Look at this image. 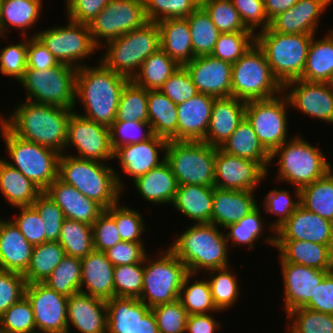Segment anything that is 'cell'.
Listing matches in <instances>:
<instances>
[{"mask_svg": "<svg viewBox=\"0 0 333 333\" xmlns=\"http://www.w3.org/2000/svg\"><path fill=\"white\" fill-rule=\"evenodd\" d=\"M72 109L22 101L0 120L18 137L64 153Z\"/></svg>", "mask_w": 333, "mask_h": 333, "instance_id": "cell-1", "label": "cell"}, {"mask_svg": "<svg viewBox=\"0 0 333 333\" xmlns=\"http://www.w3.org/2000/svg\"><path fill=\"white\" fill-rule=\"evenodd\" d=\"M97 60L98 66L77 69L75 102L83 105L84 114L80 115L110 127L116 120L120 95L129 79Z\"/></svg>", "mask_w": 333, "mask_h": 333, "instance_id": "cell-2", "label": "cell"}, {"mask_svg": "<svg viewBox=\"0 0 333 333\" xmlns=\"http://www.w3.org/2000/svg\"><path fill=\"white\" fill-rule=\"evenodd\" d=\"M67 154L59 156L58 178L61 181L75 187L104 210L120 202L125 185L114 167Z\"/></svg>", "mask_w": 333, "mask_h": 333, "instance_id": "cell-3", "label": "cell"}, {"mask_svg": "<svg viewBox=\"0 0 333 333\" xmlns=\"http://www.w3.org/2000/svg\"><path fill=\"white\" fill-rule=\"evenodd\" d=\"M222 231V232H221ZM229 244L222 228L212 223L188 226L168 247L196 277L198 272L229 266Z\"/></svg>", "mask_w": 333, "mask_h": 333, "instance_id": "cell-4", "label": "cell"}, {"mask_svg": "<svg viewBox=\"0 0 333 333\" xmlns=\"http://www.w3.org/2000/svg\"><path fill=\"white\" fill-rule=\"evenodd\" d=\"M302 135H295L270 154V165L278 159L277 183L287 182L301 189L323 177L333 167L324 152Z\"/></svg>", "mask_w": 333, "mask_h": 333, "instance_id": "cell-5", "label": "cell"}, {"mask_svg": "<svg viewBox=\"0 0 333 333\" xmlns=\"http://www.w3.org/2000/svg\"><path fill=\"white\" fill-rule=\"evenodd\" d=\"M313 35L283 34L267 28L255 34L273 76L283 86L302 77Z\"/></svg>", "mask_w": 333, "mask_h": 333, "instance_id": "cell-6", "label": "cell"}, {"mask_svg": "<svg viewBox=\"0 0 333 333\" xmlns=\"http://www.w3.org/2000/svg\"><path fill=\"white\" fill-rule=\"evenodd\" d=\"M102 47L105 54L100 61L113 72L132 80L143 61L160 48L158 24L148 21Z\"/></svg>", "mask_w": 333, "mask_h": 333, "instance_id": "cell-7", "label": "cell"}, {"mask_svg": "<svg viewBox=\"0 0 333 333\" xmlns=\"http://www.w3.org/2000/svg\"><path fill=\"white\" fill-rule=\"evenodd\" d=\"M0 135L11 160L10 162L5 159L7 163L19 170L42 191L58 178L60 153L16 136L1 120Z\"/></svg>", "mask_w": 333, "mask_h": 333, "instance_id": "cell-8", "label": "cell"}, {"mask_svg": "<svg viewBox=\"0 0 333 333\" xmlns=\"http://www.w3.org/2000/svg\"><path fill=\"white\" fill-rule=\"evenodd\" d=\"M231 88L232 96L245 102L271 99L283 90L256 43L232 64Z\"/></svg>", "mask_w": 333, "mask_h": 333, "instance_id": "cell-9", "label": "cell"}, {"mask_svg": "<svg viewBox=\"0 0 333 333\" xmlns=\"http://www.w3.org/2000/svg\"><path fill=\"white\" fill-rule=\"evenodd\" d=\"M144 260L143 289L139 298L150 309L179 299L187 267L169 249L165 248L155 258ZM156 259V260H155Z\"/></svg>", "mask_w": 333, "mask_h": 333, "instance_id": "cell-10", "label": "cell"}, {"mask_svg": "<svg viewBox=\"0 0 333 333\" xmlns=\"http://www.w3.org/2000/svg\"><path fill=\"white\" fill-rule=\"evenodd\" d=\"M76 75V68L60 63L45 70L26 68L18 82L27 91V101L75 111Z\"/></svg>", "mask_w": 333, "mask_h": 333, "instance_id": "cell-11", "label": "cell"}, {"mask_svg": "<svg viewBox=\"0 0 333 333\" xmlns=\"http://www.w3.org/2000/svg\"><path fill=\"white\" fill-rule=\"evenodd\" d=\"M217 147L203 141L169 140L165 160L169 163L178 185L214 187Z\"/></svg>", "mask_w": 333, "mask_h": 333, "instance_id": "cell-12", "label": "cell"}, {"mask_svg": "<svg viewBox=\"0 0 333 333\" xmlns=\"http://www.w3.org/2000/svg\"><path fill=\"white\" fill-rule=\"evenodd\" d=\"M288 109L291 108L283 93L271 99L246 102L245 118L270 154L292 138L288 137Z\"/></svg>", "mask_w": 333, "mask_h": 333, "instance_id": "cell-13", "label": "cell"}, {"mask_svg": "<svg viewBox=\"0 0 333 333\" xmlns=\"http://www.w3.org/2000/svg\"><path fill=\"white\" fill-rule=\"evenodd\" d=\"M31 36H36L59 63L76 69L87 65L83 59L100 50L92 40L89 26L71 20H67L66 26L45 28Z\"/></svg>", "mask_w": 333, "mask_h": 333, "instance_id": "cell-14", "label": "cell"}, {"mask_svg": "<svg viewBox=\"0 0 333 333\" xmlns=\"http://www.w3.org/2000/svg\"><path fill=\"white\" fill-rule=\"evenodd\" d=\"M147 22L143 0H110L88 26L94 44L100 49Z\"/></svg>", "mask_w": 333, "mask_h": 333, "instance_id": "cell-15", "label": "cell"}, {"mask_svg": "<svg viewBox=\"0 0 333 333\" xmlns=\"http://www.w3.org/2000/svg\"><path fill=\"white\" fill-rule=\"evenodd\" d=\"M68 147L76 149L78 154L71 156L77 158L102 163L113 160L110 127L87 119L80 112L74 111L69 117L64 153L68 151Z\"/></svg>", "mask_w": 333, "mask_h": 333, "instance_id": "cell-16", "label": "cell"}, {"mask_svg": "<svg viewBox=\"0 0 333 333\" xmlns=\"http://www.w3.org/2000/svg\"><path fill=\"white\" fill-rule=\"evenodd\" d=\"M282 93L290 107L308 117L333 124V85L326 82H309L302 79L283 85Z\"/></svg>", "mask_w": 333, "mask_h": 333, "instance_id": "cell-17", "label": "cell"}, {"mask_svg": "<svg viewBox=\"0 0 333 333\" xmlns=\"http://www.w3.org/2000/svg\"><path fill=\"white\" fill-rule=\"evenodd\" d=\"M25 295L33 308L36 331L68 333L67 296L43 282L27 283Z\"/></svg>", "mask_w": 333, "mask_h": 333, "instance_id": "cell-18", "label": "cell"}, {"mask_svg": "<svg viewBox=\"0 0 333 333\" xmlns=\"http://www.w3.org/2000/svg\"><path fill=\"white\" fill-rule=\"evenodd\" d=\"M214 169V187L225 190L255 191L258 184L269 175L259 163L228 154L219 147Z\"/></svg>", "mask_w": 333, "mask_h": 333, "instance_id": "cell-19", "label": "cell"}, {"mask_svg": "<svg viewBox=\"0 0 333 333\" xmlns=\"http://www.w3.org/2000/svg\"><path fill=\"white\" fill-rule=\"evenodd\" d=\"M284 288L285 314L304 307L314 294L316 286L329 271L286 262L278 256Z\"/></svg>", "mask_w": 333, "mask_h": 333, "instance_id": "cell-20", "label": "cell"}, {"mask_svg": "<svg viewBox=\"0 0 333 333\" xmlns=\"http://www.w3.org/2000/svg\"><path fill=\"white\" fill-rule=\"evenodd\" d=\"M308 241L333 250V223L299 205L275 231V241Z\"/></svg>", "mask_w": 333, "mask_h": 333, "instance_id": "cell-21", "label": "cell"}, {"mask_svg": "<svg viewBox=\"0 0 333 333\" xmlns=\"http://www.w3.org/2000/svg\"><path fill=\"white\" fill-rule=\"evenodd\" d=\"M184 67L199 93L215 98L232 96V64L211 55L193 58Z\"/></svg>", "mask_w": 333, "mask_h": 333, "instance_id": "cell-22", "label": "cell"}, {"mask_svg": "<svg viewBox=\"0 0 333 333\" xmlns=\"http://www.w3.org/2000/svg\"><path fill=\"white\" fill-rule=\"evenodd\" d=\"M167 144L168 140L154 135L147 141L116 148L113 159H118L122 172L131 176L134 181L165 161Z\"/></svg>", "mask_w": 333, "mask_h": 333, "instance_id": "cell-23", "label": "cell"}, {"mask_svg": "<svg viewBox=\"0 0 333 333\" xmlns=\"http://www.w3.org/2000/svg\"><path fill=\"white\" fill-rule=\"evenodd\" d=\"M331 3L333 0H299L272 18L269 29L283 34L316 35L321 14L326 12Z\"/></svg>", "mask_w": 333, "mask_h": 333, "instance_id": "cell-24", "label": "cell"}, {"mask_svg": "<svg viewBox=\"0 0 333 333\" xmlns=\"http://www.w3.org/2000/svg\"><path fill=\"white\" fill-rule=\"evenodd\" d=\"M215 97L198 93L177 105V134L172 141L205 140Z\"/></svg>", "mask_w": 333, "mask_h": 333, "instance_id": "cell-25", "label": "cell"}, {"mask_svg": "<svg viewBox=\"0 0 333 333\" xmlns=\"http://www.w3.org/2000/svg\"><path fill=\"white\" fill-rule=\"evenodd\" d=\"M73 326L80 333H107L106 301L77 292L68 297L67 327Z\"/></svg>", "mask_w": 333, "mask_h": 333, "instance_id": "cell-26", "label": "cell"}, {"mask_svg": "<svg viewBox=\"0 0 333 333\" xmlns=\"http://www.w3.org/2000/svg\"><path fill=\"white\" fill-rule=\"evenodd\" d=\"M44 192L63 211L65 219L92 225L104 211L98 203L59 178L55 179Z\"/></svg>", "mask_w": 333, "mask_h": 333, "instance_id": "cell-27", "label": "cell"}, {"mask_svg": "<svg viewBox=\"0 0 333 333\" xmlns=\"http://www.w3.org/2000/svg\"><path fill=\"white\" fill-rule=\"evenodd\" d=\"M114 268L104 252L89 253L81 259L80 292L105 301L115 297Z\"/></svg>", "mask_w": 333, "mask_h": 333, "instance_id": "cell-28", "label": "cell"}, {"mask_svg": "<svg viewBox=\"0 0 333 333\" xmlns=\"http://www.w3.org/2000/svg\"><path fill=\"white\" fill-rule=\"evenodd\" d=\"M246 102L233 96L215 98L204 142L220 147L245 118Z\"/></svg>", "mask_w": 333, "mask_h": 333, "instance_id": "cell-29", "label": "cell"}, {"mask_svg": "<svg viewBox=\"0 0 333 333\" xmlns=\"http://www.w3.org/2000/svg\"><path fill=\"white\" fill-rule=\"evenodd\" d=\"M33 248L11 219L0 218V270L24 274Z\"/></svg>", "mask_w": 333, "mask_h": 333, "instance_id": "cell-30", "label": "cell"}, {"mask_svg": "<svg viewBox=\"0 0 333 333\" xmlns=\"http://www.w3.org/2000/svg\"><path fill=\"white\" fill-rule=\"evenodd\" d=\"M254 192L214 187L211 223L223 229L237 223L259 205Z\"/></svg>", "mask_w": 333, "mask_h": 333, "instance_id": "cell-31", "label": "cell"}, {"mask_svg": "<svg viewBox=\"0 0 333 333\" xmlns=\"http://www.w3.org/2000/svg\"><path fill=\"white\" fill-rule=\"evenodd\" d=\"M133 183L142 199L154 206L172 205L178 188L176 177L166 160L145 175L136 178Z\"/></svg>", "mask_w": 333, "mask_h": 333, "instance_id": "cell-32", "label": "cell"}, {"mask_svg": "<svg viewBox=\"0 0 333 333\" xmlns=\"http://www.w3.org/2000/svg\"><path fill=\"white\" fill-rule=\"evenodd\" d=\"M275 248L286 262L322 271H332L333 250L328 245L308 241H275Z\"/></svg>", "mask_w": 333, "mask_h": 333, "instance_id": "cell-33", "label": "cell"}, {"mask_svg": "<svg viewBox=\"0 0 333 333\" xmlns=\"http://www.w3.org/2000/svg\"><path fill=\"white\" fill-rule=\"evenodd\" d=\"M157 24L160 32V48L180 66L190 62L194 55L187 19H166Z\"/></svg>", "mask_w": 333, "mask_h": 333, "instance_id": "cell-34", "label": "cell"}, {"mask_svg": "<svg viewBox=\"0 0 333 333\" xmlns=\"http://www.w3.org/2000/svg\"><path fill=\"white\" fill-rule=\"evenodd\" d=\"M214 187L201 185H178L172 206L189 220L211 223Z\"/></svg>", "mask_w": 333, "mask_h": 333, "instance_id": "cell-35", "label": "cell"}, {"mask_svg": "<svg viewBox=\"0 0 333 333\" xmlns=\"http://www.w3.org/2000/svg\"><path fill=\"white\" fill-rule=\"evenodd\" d=\"M42 7L43 0H0V40L7 38V30L12 27L28 37L42 15Z\"/></svg>", "mask_w": 333, "mask_h": 333, "instance_id": "cell-36", "label": "cell"}, {"mask_svg": "<svg viewBox=\"0 0 333 333\" xmlns=\"http://www.w3.org/2000/svg\"><path fill=\"white\" fill-rule=\"evenodd\" d=\"M0 194L13 208L31 206L43 192L15 167L0 158Z\"/></svg>", "mask_w": 333, "mask_h": 333, "instance_id": "cell-37", "label": "cell"}, {"mask_svg": "<svg viewBox=\"0 0 333 333\" xmlns=\"http://www.w3.org/2000/svg\"><path fill=\"white\" fill-rule=\"evenodd\" d=\"M313 35L308 49L305 68L300 79L309 82L333 81V29L321 39Z\"/></svg>", "mask_w": 333, "mask_h": 333, "instance_id": "cell-38", "label": "cell"}, {"mask_svg": "<svg viewBox=\"0 0 333 333\" xmlns=\"http://www.w3.org/2000/svg\"><path fill=\"white\" fill-rule=\"evenodd\" d=\"M219 148L228 154L255 161L269 171L270 153L260 143L246 118Z\"/></svg>", "mask_w": 333, "mask_h": 333, "instance_id": "cell-39", "label": "cell"}, {"mask_svg": "<svg viewBox=\"0 0 333 333\" xmlns=\"http://www.w3.org/2000/svg\"><path fill=\"white\" fill-rule=\"evenodd\" d=\"M107 333H130L150 308L137 298L113 297L106 301Z\"/></svg>", "mask_w": 333, "mask_h": 333, "instance_id": "cell-40", "label": "cell"}, {"mask_svg": "<svg viewBox=\"0 0 333 333\" xmlns=\"http://www.w3.org/2000/svg\"><path fill=\"white\" fill-rule=\"evenodd\" d=\"M148 123L154 135L168 141L177 134V105L160 90H148Z\"/></svg>", "mask_w": 333, "mask_h": 333, "instance_id": "cell-41", "label": "cell"}, {"mask_svg": "<svg viewBox=\"0 0 333 333\" xmlns=\"http://www.w3.org/2000/svg\"><path fill=\"white\" fill-rule=\"evenodd\" d=\"M300 205L333 223V168L300 189Z\"/></svg>", "mask_w": 333, "mask_h": 333, "instance_id": "cell-42", "label": "cell"}, {"mask_svg": "<svg viewBox=\"0 0 333 333\" xmlns=\"http://www.w3.org/2000/svg\"><path fill=\"white\" fill-rule=\"evenodd\" d=\"M179 67L174 59L159 48L143 61L132 81L147 90H159Z\"/></svg>", "mask_w": 333, "mask_h": 333, "instance_id": "cell-43", "label": "cell"}, {"mask_svg": "<svg viewBox=\"0 0 333 333\" xmlns=\"http://www.w3.org/2000/svg\"><path fill=\"white\" fill-rule=\"evenodd\" d=\"M65 256L66 252L58 241L34 246L29 266L23 274L26 282H43Z\"/></svg>", "mask_w": 333, "mask_h": 333, "instance_id": "cell-44", "label": "cell"}, {"mask_svg": "<svg viewBox=\"0 0 333 333\" xmlns=\"http://www.w3.org/2000/svg\"><path fill=\"white\" fill-rule=\"evenodd\" d=\"M295 194L292 198V195L289 193V190L284 189H277L274 188L273 190L269 191L263 199V209H265L266 213H271L273 215H277L275 221L268 225L269 230L272 234L271 236L268 235L265 238V243L275 247V231L280 228L284 222L294 213V211L300 205V189L294 187ZM272 230V231H271Z\"/></svg>", "mask_w": 333, "mask_h": 333, "instance_id": "cell-45", "label": "cell"}, {"mask_svg": "<svg viewBox=\"0 0 333 333\" xmlns=\"http://www.w3.org/2000/svg\"><path fill=\"white\" fill-rule=\"evenodd\" d=\"M186 19L191 32L194 58L211 55L220 31L209 14L199 5Z\"/></svg>", "mask_w": 333, "mask_h": 333, "instance_id": "cell-46", "label": "cell"}, {"mask_svg": "<svg viewBox=\"0 0 333 333\" xmlns=\"http://www.w3.org/2000/svg\"><path fill=\"white\" fill-rule=\"evenodd\" d=\"M179 300L188 312V315L207 314L210 311L211 314L218 311L222 313L213 301L207 278L202 280L196 279L195 281L191 273H189L183 281Z\"/></svg>", "mask_w": 333, "mask_h": 333, "instance_id": "cell-47", "label": "cell"}, {"mask_svg": "<svg viewBox=\"0 0 333 333\" xmlns=\"http://www.w3.org/2000/svg\"><path fill=\"white\" fill-rule=\"evenodd\" d=\"M58 242L64 248L66 256L82 259L94 251L92 226L84 222L65 219Z\"/></svg>", "mask_w": 333, "mask_h": 333, "instance_id": "cell-48", "label": "cell"}, {"mask_svg": "<svg viewBox=\"0 0 333 333\" xmlns=\"http://www.w3.org/2000/svg\"><path fill=\"white\" fill-rule=\"evenodd\" d=\"M127 120L148 123V90L132 80L121 92L115 122Z\"/></svg>", "mask_w": 333, "mask_h": 333, "instance_id": "cell-49", "label": "cell"}, {"mask_svg": "<svg viewBox=\"0 0 333 333\" xmlns=\"http://www.w3.org/2000/svg\"><path fill=\"white\" fill-rule=\"evenodd\" d=\"M208 272L209 279L207 278V280L216 307L223 312L229 310L240 297V285L236 279L238 277L234 275L229 266Z\"/></svg>", "mask_w": 333, "mask_h": 333, "instance_id": "cell-50", "label": "cell"}, {"mask_svg": "<svg viewBox=\"0 0 333 333\" xmlns=\"http://www.w3.org/2000/svg\"><path fill=\"white\" fill-rule=\"evenodd\" d=\"M257 206L249 214L245 215L237 223H233L224 228L226 239L233 247H239L241 245H247L249 249H253L258 239L263 235L265 221L262 220V210ZM262 214V215H261ZM256 242V243H255Z\"/></svg>", "mask_w": 333, "mask_h": 333, "instance_id": "cell-51", "label": "cell"}, {"mask_svg": "<svg viewBox=\"0 0 333 333\" xmlns=\"http://www.w3.org/2000/svg\"><path fill=\"white\" fill-rule=\"evenodd\" d=\"M43 283L67 297L80 292L81 259L65 256Z\"/></svg>", "mask_w": 333, "mask_h": 333, "instance_id": "cell-52", "label": "cell"}, {"mask_svg": "<svg viewBox=\"0 0 333 333\" xmlns=\"http://www.w3.org/2000/svg\"><path fill=\"white\" fill-rule=\"evenodd\" d=\"M286 315L288 333H333V314L300 307Z\"/></svg>", "mask_w": 333, "mask_h": 333, "instance_id": "cell-53", "label": "cell"}, {"mask_svg": "<svg viewBox=\"0 0 333 333\" xmlns=\"http://www.w3.org/2000/svg\"><path fill=\"white\" fill-rule=\"evenodd\" d=\"M220 33L252 32L242 22L231 0H200Z\"/></svg>", "mask_w": 333, "mask_h": 333, "instance_id": "cell-54", "label": "cell"}, {"mask_svg": "<svg viewBox=\"0 0 333 333\" xmlns=\"http://www.w3.org/2000/svg\"><path fill=\"white\" fill-rule=\"evenodd\" d=\"M123 205L118 202L106 209L114 218L122 241L144 243L142 237L145 234L146 225L142 217L143 214L137 209L127 207L124 203Z\"/></svg>", "mask_w": 333, "mask_h": 333, "instance_id": "cell-55", "label": "cell"}, {"mask_svg": "<svg viewBox=\"0 0 333 333\" xmlns=\"http://www.w3.org/2000/svg\"><path fill=\"white\" fill-rule=\"evenodd\" d=\"M36 325L31 302L23 296L0 316V333H35Z\"/></svg>", "mask_w": 333, "mask_h": 333, "instance_id": "cell-56", "label": "cell"}, {"mask_svg": "<svg viewBox=\"0 0 333 333\" xmlns=\"http://www.w3.org/2000/svg\"><path fill=\"white\" fill-rule=\"evenodd\" d=\"M255 43L253 32L220 33L211 56L231 64L238 61Z\"/></svg>", "mask_w": 333, "mask_h": 333, "instance_id": "cell-57", "label": "cell"}, {"mask_svg": "<svg viewBox=\"0 0 333 333\" xmlns=\"http://www.w3.org/2000/svg\"><path fill=\"white\" fill-rule=\"evenodd\" d=\"M148 21L186 18L199 5L200 0H143Z\"/></svg>", "mask_w": 333, "mask_h": 333, "instance_id": "cell-58", "label": "cell"}, {"mask_svg": "<svg viewBox=\"0 0 333 333\" xmlns=\"http://www.w3.org/2000/svg\"><path fill=\"white\" fill-rule=\"evenodd\" d=\"M144 261L115 266L113 273L115 297L139 299L143 289Z\"/></svg>", "mask_w": 333, "mask_h": 333, "instance_id": "cell-59", "label": "cell"}, {"mask_svg": "<svg viewBox=\"0 0 333 333\" xmlns=\"http://www.w3.org/2000/svg\"><path fill=\"white\" fill-rule=\"evenodd\" d=\"M154 136L149 123L138 121L114 122L110 126L111 147L113 151L126 144H135L149 140Z\"/></svg>", "mask_w": 333, "mask_h": 333, "instance_id": "cell-60", "label": "cell"}, {"mask_svg": "<svg viewBox=\"0 0 333 333\" xmlns=\"http://www.w3.org/2000/svg\"><path fill=\"white\" fill-rule=\"evenodd\" d=\"M151 310L156 318L159 333H185L188 312L179 299L157 305Z\"/></svg>", "mask_w": 333, "mask_h": 333, "instance_id": "cell-61", "label": "cell"}, {"mask_svg": "<svg viewBox=\"0 0 333 333\" xmlns=\"http://www.w3.org/2000/svg\"><path fill=\"white\" fill-rule=\"evenodd\" d=\"M0 49V72L19 81L27 68L28 38Z\"/></svg>", "mask_w": 333, "mask_h": 333, "instance_id": "cell-62", "label": "cell"}, {"mask_svg": "<svg viewBox=\"0 0 333 333\" xmlns=\"http://www.w3.org/2000/svg\"><path fill=\"white\" fill-rule=\"evenodd\" d=\"M40 214L44 227L46 242L58 241L65 216L58 205L43 191L33 203Z\"/></svg>", "mask_w": 333, "mask_h": 333, "instance_id": "cell-63", "label": "cell"}, {"mask_svg": "<svg viewBox=\"0 0 333 333\" xmlns=\"http://www.w3.org/2000/svg\"><path fill=\"white\" fill-rule=\"evenodd\" d=\"M16 208L20 213L12 221L25 239L33 246L46 242L44 223L36 208L33 205Z\"/></svg>", "mask_w": 333, "mask_h": 333, "instance_id": "cell-64", "label": "cell"}, {"mask_svg": "<svg viewBox=\"0 0 333 333\" xmlns=\"http://www.w3.org/2000/svg\"><path fill=\"white\" fill-rule=\"evenodd\" d=\"M159 90L176 105L184 103L199 93L184 66H180Z\"/></svg>", "mask_w": 333, "mask_h": 333, "instance_id": "cell-65", "label": "cell"}, {"mask_svg": "<svg viewBox=\"0 0 333 333\" xmlns=\"http://www.w3.org/2000/svg\"><path fill=\"white\" fill-rule=\"evenodd\" d=\"M91 226L95 251L104 252L122 241L114 218L106 210Z\"/></svg>", "mask_w": 333, "mask_h": 333, "instance_id": "cell-66", "label": "cell"}, {"mask_svg": "<svg viewBox=\"0 0 333 333\" xmlns=\"http://www.w3.org/2000/svg\"><path fill=\"white\" fill-rule=\"evenodd\" d=\"M26 285L23 274L0 270V316L25 296Z\"/></svg>", "mask_w": 333, "mask_h": 333, "instance_id": "cell-67", "label": "cell"}, {"mask_svg": "<svg viewBox=\"0 0 333 333\" xmlns=\"http://www.w3.org/2000/svg\"><path fill=\"white\" fill-rule=\"evenodd\" d=\"M235 9L239 12L240 18L246 28L254 34L269 28L263 0H231Z\"/></svg>", "mask_w": 333, "mask_h": 333, "instance_id": "cell-68", "label": "cell"}, {"mask_svg": "<svg viewBox=\"0 0 333 333\" xmlns=\"http://www.w3.org/2000/svg\"><path fill=\"white\" fill-rule=\"evenodd\" d=\"M144 243L121 241L104 253L114 266L140 263L145 260L147 251Z\"/></svg>", "mask_w": 333, "mask_h": 333, "instance_id": "cell-69", "label": "cell"}, {"mask_svg": "<svg viewBox=\"0 0 333 333\" xmlns=\"http://www.w3.org/2000/svg\"><path fill=\"white\" fill-rule=\"evenodd\" d=\"M67 19L72 22L89 24L110 0H64Z\"/></svg>", "mask_w": 333, "mask_h": 333, "instance_id": "cell-70", "label": "cell"}, {"mask_svg": "<svg viewBox=\"0 0 333 333\" xmlns=\"http://www.w3.org/2000/svg\"><path fill=\"white\" fill-rule=\"evenodd\" d=\"M59 64L58 60L36 36H28L27 68L45 70Z\"/></svg>", "mask_w": 333, "mask_h": 333, "instance_id": "cell-71", "label": "cell"}, {"mask_svg": "<svg viewBox=\"0 0 333 333\" xmlns=\"http://www.w3.org/2000/svg\"><path fill=\"white\" fill-rule=\"evenodd\" d=\"M304 308L333 314V271L328 272L316 286L314 294Z\"/></svg>", "mask_w": 333, "mask_h": 333, "instance_id": "cell-72", "label": "cell"}, {"mask_svg": "<svg viewBox=\"0 0 333 333\" xmlns=\"http://www.w3.org/2000/svg\"><path fill=\"white\" fill-rule=\"evenodd\" d=\"M215 319L210 313L188 315L185 333H215L222 328Z\"/></svg>", "mask_w": 333, "mask_h": 333, "instance_id": "cell-73", "label": "cell"}, {"mask_svg": "<svg viewBox=\"0 0 333 333\" xmlns=\"http://www.w3.org/2000/svg\"><path fill=\"white\" fill-rule=\"evenodd\" d=\"M299 0H263L265 14L270 21L279 13L285 12Z\"/></svg>", "mask_w": 333, "mask_h": 333, "instance_id": "cell-74", "label": "cell"}, {"mask_svg": "<svg viewBox=\"0 0 333 333\" xmlns=\"http://www.w3.org/2000/svg\"><path fill=\"white\" fill-rule=\"evenodd\" d=\"M130 333H159L156 318L151 309L135 323Z\"/></svg>", "mask_w": 333, "mask_h": 333, "instance_id": "cell-75", "label": "cell"}, {"mask_svg": "<svg viewBox=\"0 0 333 333\" xmlns=\"http://www.w3.org/2000/svg\"><path fill=\"white\" fill-rule=\"evenodd\" d=\"M35 333H55V332H38V331H36Z\"/></svg>", "mask_w": 333, "mask_h": 333, "instance_id": "cell-76", "label": "cell"}]
</instances>
